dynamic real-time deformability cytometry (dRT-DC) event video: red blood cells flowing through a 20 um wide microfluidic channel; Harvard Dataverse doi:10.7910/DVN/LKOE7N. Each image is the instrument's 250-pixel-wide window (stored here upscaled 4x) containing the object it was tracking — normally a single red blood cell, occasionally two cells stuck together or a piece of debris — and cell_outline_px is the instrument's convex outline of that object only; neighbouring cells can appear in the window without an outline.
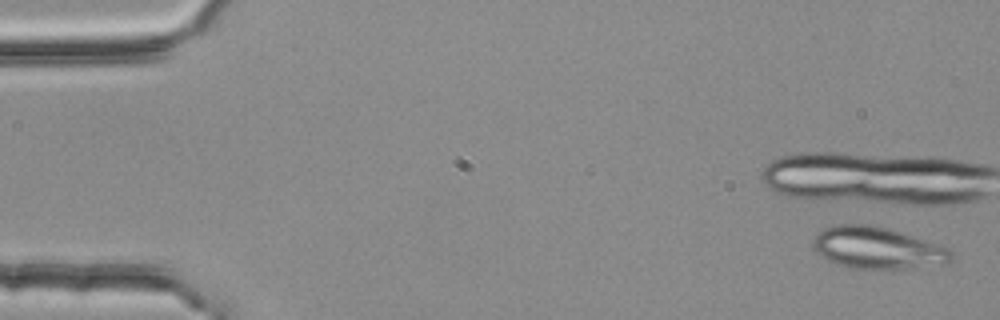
{"species": "common noctule bat (a hibernating species)", "species_latin": "Nyctalus noctula", "temperature_condition": "room temperature", "stored_images_in_passage": 6, "camera_frame_rate_fps": 3000, "um_per_image_px": 0.085, "animal": {"sex": "female", "body_mass_g": 25.1}, "frame": {"image": 1, "passage_image": 1, "time_ms": 0.0, "image_size_px": [1000, 320], "cell_outline_px": [[952, 260], [948, 264], [912, 268], [848, 268], [836, 264], [820, 256], [812, 248], [812, 236], [816, 232], [824, 228], [836, 224], [872, 224], [888, 228], [952, 248]], "centroid_in_image_um": [74.56, 21.06], "position_along_channel_um": 10.4, "area_um2": 34.28}}